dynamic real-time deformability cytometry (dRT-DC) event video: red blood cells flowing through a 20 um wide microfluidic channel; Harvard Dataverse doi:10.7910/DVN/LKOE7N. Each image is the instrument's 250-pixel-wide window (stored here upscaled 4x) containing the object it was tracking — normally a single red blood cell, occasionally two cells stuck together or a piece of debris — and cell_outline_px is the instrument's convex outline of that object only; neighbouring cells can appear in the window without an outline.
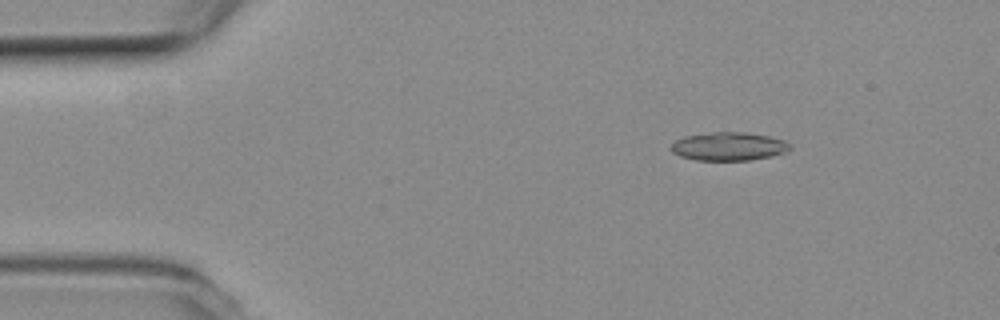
{"species": "common noctule bat (a hibernating species)", "species_latin": "Nyctalus noctula", "temperature_condition": "room temperature", "stored_images_in_passage": 20, "camera_frame_rate_fps": 3000, "um_per_image_px": 0.085, "animal": {"sex": "female", "body_mass_g": 19.3, "forearm_length_mm": 54.1}, "frame": {"image": 1, "passage_image": 8, "time_ms": 2.333, "image_size_px": [1000, 320], "cell_outline_px": [[792, 148], [784, 152], [772, 156], [748, 160], [696, 160], [680, 156], [672, 152], [668, 148], [676, 140], [684, 136], [712, 132], [744, 132], [768, 136], [784, 140], [792, 144]], "centroid_in_image_um": [61.93, 12.44], "position_along_channel_um": 23.1, "area_um2": 19.71}}
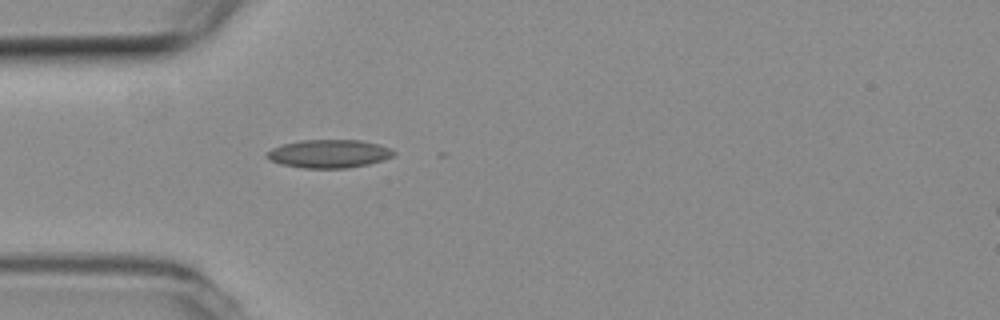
{"frame": {"image": 2, "passage_image": 16, "time_ms": 5.0, "image_size_px": [1000, 320], "cell_outline_px": [[396, 152], [392, 156], [384, 160], [368, 164], [348, 168], [304, 168], [280, 164], [268, 160], [264, 156], [264, 152], [272, 148], [284, 144], [300, 140], [360, 140], [380, 144], [392, 148]], "centroid_in_image_um": [27.94, 13.07], "position_along_channel_um": 57.1, "area_um2": 21.15}}
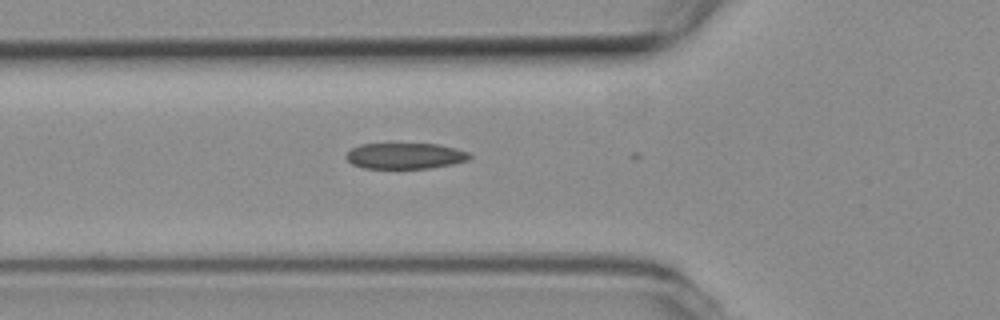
{"frame": {"image": 3, "passage_image": 19, "time_ms": 6.0, "image_size_px": [1000, 320], "cell_outline_px": [[472, 156], [468, 160], [452, 164], [428, 168], [364, 168], [352, 164], [344, 156], [352, 148], [360, 144], [436, 144], [456, 148], [468, 152]], "centroid_in_image_um": [34.43, 13.25], "position_along_channel_um": 91.4, "area_um2": 18.55}}